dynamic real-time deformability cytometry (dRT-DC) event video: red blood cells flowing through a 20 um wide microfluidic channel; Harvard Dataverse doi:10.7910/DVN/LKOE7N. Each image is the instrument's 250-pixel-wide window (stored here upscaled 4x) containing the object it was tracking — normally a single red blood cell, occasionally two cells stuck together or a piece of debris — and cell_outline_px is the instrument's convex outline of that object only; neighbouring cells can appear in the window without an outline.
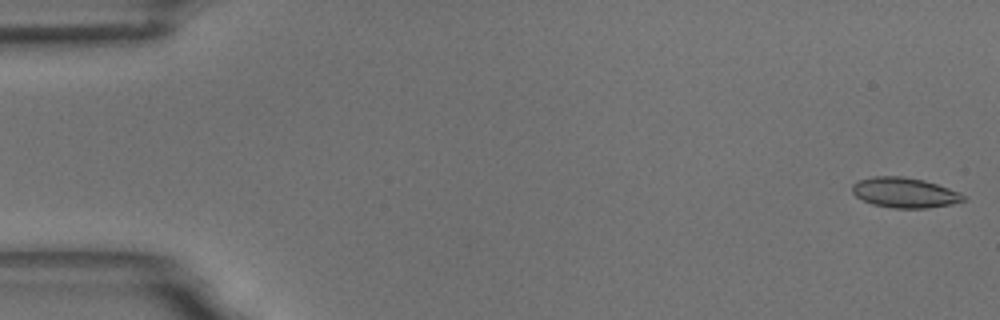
{"species": "common noctule bat (a hibernating species)", "species_latin": "Nyctalus noctula", "temperature_condition": "room temperature", "stored_images_in_passage": 16, "camera_frame_rate_fps": 3000, "um_per_image_px": 0.085, "animal": {"sex": "male", "body_mass_g": 18.8}, "frame": {"image": 1, "passage_image": 1, "time_ms": 0.0, "image_size_px": [1000, 320], "cell_outline_px": [[968, 196], [964, 200], [952, 204], [924, 208], [892, 208], [872, 204], [856, 196], [852, 192], [852, 184], [856, 180], [872, 176], [900, 176], [924, 180], [960, 192]], "centroid_in_image_um": [76.88, 16.37], "position_along_channel_um": 8.1, "area_um2": 19.59}}